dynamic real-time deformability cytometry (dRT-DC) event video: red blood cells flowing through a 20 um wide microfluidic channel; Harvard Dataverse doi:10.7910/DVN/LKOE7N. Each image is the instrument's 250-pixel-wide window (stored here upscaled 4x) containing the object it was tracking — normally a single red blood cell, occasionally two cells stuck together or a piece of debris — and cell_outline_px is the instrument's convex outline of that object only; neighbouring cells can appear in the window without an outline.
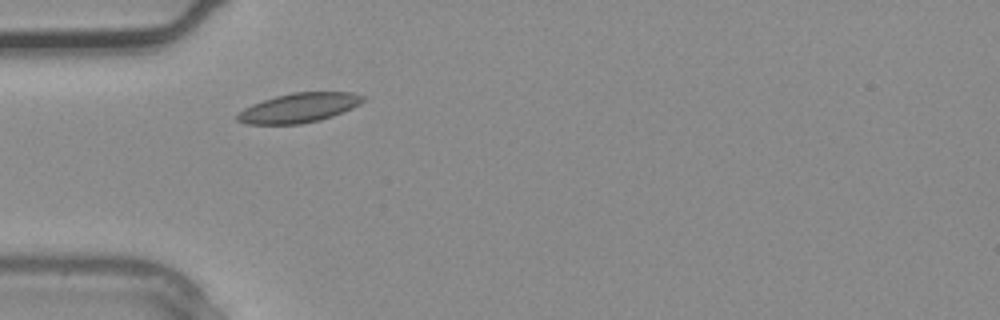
{"species": "common noctule bat (a hibernating species)", "species_latin": "Nyctalus noctula", "temperature_condition": "warm", "stored_images_in_passage": 1, "camera_frame_rate_fps": 3000, "um_per_image_px": 0.085, "animal": {"sex": "male", "body_mass_g": 20.4}, "frame": {"image": 1, "passage_image": 1, "time_ms": 0.0, "image_size_px": [1000, 320], "cell_outline_px": [[368, 96], [360, 104], [352, 108], [332, 116], [320, 120], [300, 124], [244, 124], [236, 120], [236, 116], [244, 108], [252, 104], [276, 96], [292, 92], [352, 92]], "centroid_in_image_um": [25.43, 9.16], "position_along_channel_um": 59.6, "area_um2": 21.62}}